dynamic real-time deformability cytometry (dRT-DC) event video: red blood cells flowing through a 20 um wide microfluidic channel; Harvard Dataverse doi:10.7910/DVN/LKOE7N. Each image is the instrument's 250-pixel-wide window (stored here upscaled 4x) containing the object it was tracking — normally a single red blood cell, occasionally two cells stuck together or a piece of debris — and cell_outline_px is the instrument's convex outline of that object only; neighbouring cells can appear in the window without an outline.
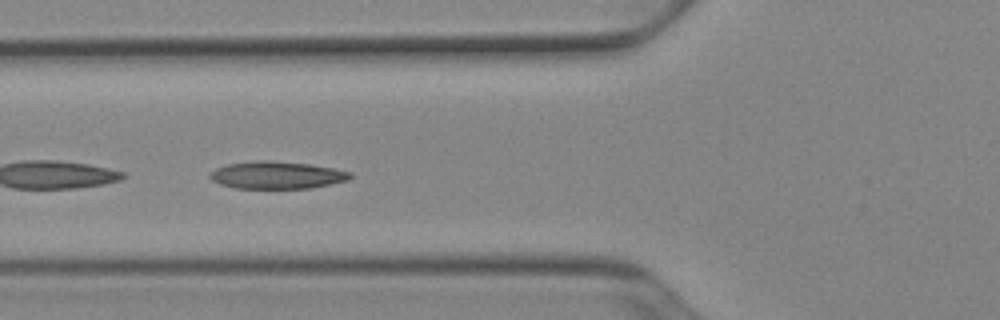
{"species": "Egyptian fruit bat (a non-hibernating species)", "species_latin": "Rousettus aegyptiacus", "temperature_condition": "cold", "stored_images_in_passage": 40, "segment_of_instrument_passage": [1, 2], "camera_frame_rate_fps": 3000, "um_per_image_px": 0.085, "animal": {"sex": "female"}, "frame": {"image": 1, "passage_image": 7, "time_ms": 2.0, "image_size_px": [1000, 320], "cell_outline_px": [[352, 176], [348, 180], [312, 188], [236, 188], [220, 184], [212, 180], [208, 176], [216, 168], [228, 164], [252, 160], [268, 160], [308, 164], [332, 168], [352, 172]], "centroid_in_image_um": [23.53, 14.88], "position_along_channel_um": 102.3, "area_um2": 22.31}}
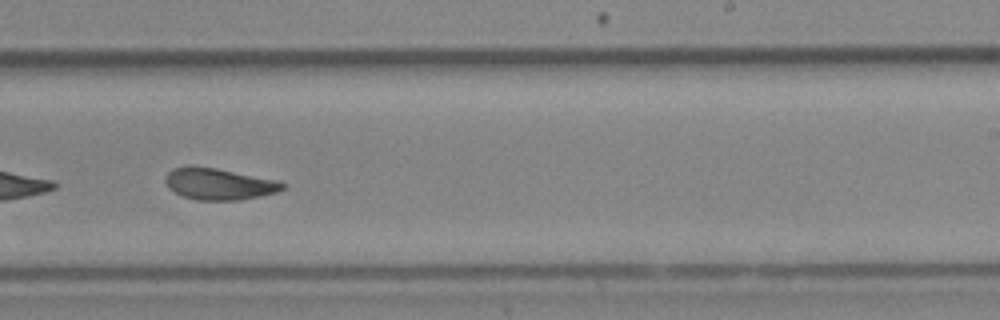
{"frame": {"image": 2, "passage_image": 20, "time_ms": 6.333, "image_size_px": [1000, 320], "cell_outline_px": [[284, 188], [276, 192], [260, 196], [240, 200], [196, 200], [184, 196], [168, 188], [164, 180], [168, 172], [172, 168], [216, 168], [272, 180], [284, 184]], "centroid_in_image_um": [18.57, 15.67], "position_along_channel_um": 270.4, "area_um2": 20.69}}
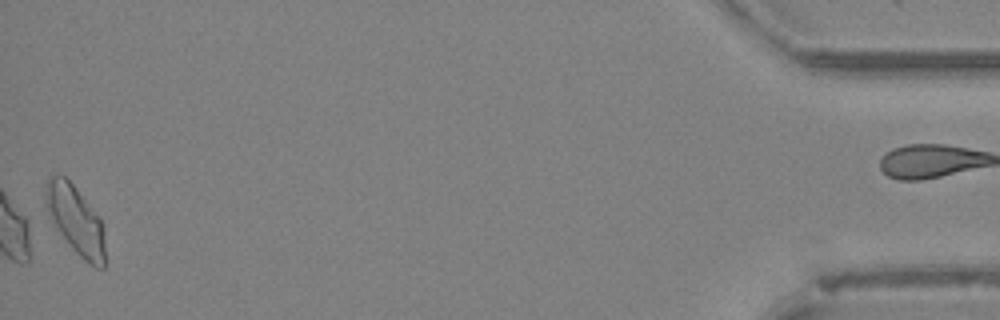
{"frame": {"image": 3, "passage_image": 39, "time_ms": 12.667, "image_size_px": [1000, 320], "cell_outline_px": [[104, 268], [96, 268], [84, 260], [72, 248], [60, 232], [52, 220], [48, 212], [44, 200], [44, 188], [48, 176], [64, 176], [72, 184], [100, 220], [104, 240]], "centroid_in_image_um": [6.38, 18.7], "position_along_channel_um": 428.8, "area_um2": 22.95}}